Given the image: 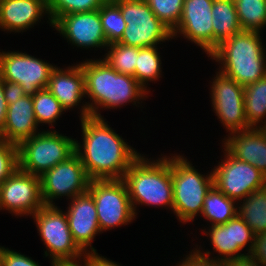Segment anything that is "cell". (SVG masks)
<instances>
[{
  "mask_svg": "<svg viewBox=\"0 0 266 266\" xmlns=\"http://www.w3.org/2000/svg\"><path fill=\"white\" fill-rule=\"evenodd\" d=\"M32 95H26L15 103L9 104L4 128L5 141L19 145L23 140L33 137L38 130Z\"/></svg>",
  "mask_w": 266,
  "mask_h": 266,
  "instance_id": "cell-22",
  "label": "cell"
},
{
  "mask_svg": "<svg viewBox=\"0 0 266 266\" xmlns=\"http://www.w3.org/2000/svg\"><path fill=\"white\" fill-rule=\"evenodd\" d=\"M50 261L75 259L85 254L74 242L65 211L57 205L43 206L32 215Z\"/></svg>",
  "mask_w": 266,
  "mask_h": 266,
  "instance_id": "cell-9",
  "label": "cell"
},
{
  "mask_svg": "<svg viewBox=\"0 0 266 266\" xmlns=\"http://www.w3.org/2000/svg\"><path fill=\"white\" fill-rule=\"evenodd\" d=\"M244 109L251 128L266 124V76L244 87Z\"/></svg>",
  "mask_w": 266,
  "mask_h": 266,
  "instance_id": "cell-26",
  "label": "cell"
},
{
  "mask_svg": "<svg viewBox=\"0 0 266 266\" xmlns=\"http://www.w3.org/2000/svg\"><path fill=\"white\" fill-rule=\"evenodd\" d=\"M141 154L129 167L122 180L125 182L130 201L137 216V205L168 207L173 210V184L171 157L156 160ZM151 159V160H150Z\"/></svg>",
  "mask_w": 266,
  "mask_h": 266,
  "instance_id": "cell-4",
  "label": "cell"
},
{
  "mask_svg": "<svg viewBox=\"0 0 266 266\" xmlns=\"http://www.w3.org/2000/svg\"><path fill=\"white\" fill-rule=\"evenodd\" d=\"M31 258L0 245V266H41Z\"/></svg>",
  "mask_w": 266,
  "mask_h": 266,
  "instance_id": "cell-36",
  "label": "cell"
},
{
  "mask_svg": "<svg viewBox=\"0 0 266 266\" xmlns=\"http://www.w3.org/2000/svg\"><path fill=\"white\" fill-rule=\"evenodd\" d=\"M18 167V145L7 141L0 144V183L11 176Z\"/></svg>",
  "mask_w": 266,
  "mask_h": 266,
  "instance_id": "cell-34",
  "label": "cell"
},
{
  "mask_svg": "<svg viewBox=\"0 0 266 266\" xmlns=\"http://www.w3.org/2000/svg\"><path fill=\"white\" fill-rule=\"evenodd\" d=\"M91 179L74 153L66 161L55 165L40 176L41 196L45 206H54L62 196L73 199L88 191Z\"/></svg>",
  "mask_w": 266,
  "mask_h": 266,
  "instance_id": "cell-10",
  "label": "cell"
},
{
  "mask_svg": "<svg viewBox=\"0 0 266 266\" xmlns=\"http://www.w3.org/2000/svg\"><path fill=\"white\" fill-rule=\"evenodd\" d=\"M47 15L48 24L52 27L47 9V0H0V29L2 31L25 32L34 27Z\"/></svg>",
  "mask_w": 266,
  "mask_h": 266,
  "instance_id": "cell-19",
  "label": "cell"
},
{
  "mask_svg": "<svg viewBox=\"0 0 266 266\" xmlns=\"http://www.w3.org/2000/svg\"><path fill=\"white\" fill-rule=\"evenodd\" d=\"M3 142H5V139L2 133V129H0V144H2Z\"/></svg>",
  "mask_w": 266,
  "mask_h": 266,
  "instance_id": "cell-43",
  "label": "cell"
},
{
  "mask_svg": "<svg viewBox=\"0 0 266 266\" xmlns=\"http://www.w3.org/2000/svg\"><path fill=\"white\" fill-rule=\"evenodd\" d=\"M105 120L94 116L80 119L83 144L75 140V153L91 180L122 179L141 155Z\"/></svg>",
  "mask_w": 266,
  "mask_h": 266,
  "instance_id": "cell-1",
  "label": "cell"
},
{
  "mask_svg": "<svg viewBox=\"0 0 266 266\" xmlns=\"http://www.w3.org/2000/svg\"><path fill=\"white\" fill-rule=\"evenodd\" d=\"M52 27L62 35L67 42L77 48L89 49L103 48L108 46L105 34L102 28V22L99 15V9L67 14L60 16Z\"/></svg>",
  "mask_w": 266,
  "mask_h": 266,
  "instance_id": "cell-17",
  "label": "cell"
},
{
  "mask_svg": "<svg viewBox=\"0 0 266 266\" xmlns=\"http://www.w3.org/2000/svg\"><path fill=\"white\" fill-rule=\"evenodd\" d=\"M260 34L256 31L234 34L208 57L221 64L218 71L245 87L266 76V48Z\"/></svg>",
  "mask_w": 266,
  "mask_h": 266,
  "instance_id": "cell-3",
  "label": "cell"
},
{
  "mask_svg": "<svg viewBox=\"0 0 266 266\" xmlns=\"http://www.w3.org/2000/svg\"><path fill=\"white\" fill-rule=\"evenodd\" d=\"M80 65L85 77L86 98H90V102L82 103L78 108L80 119L103 117L100 109H117L132 102L137 106L139 101L148 98L149 91L132 75L118 73L103 59H86Z\"/></svg>",
  "mask_w": 266,
  "mask_h": 266,
  "instance_id": "cell-2",
  "label": "cell"
},
{
  "mask_svg": "<svg viewBox=\"0 0 266 266\" xmlns=\"http://www.w3.org/2000/svg\"><path fill=\"white\" fill-rule=\"evenodd\" d=\"M75 140L56 130L40 131L18 145L19 168L40 177L75 153Z\"/></svg>",
  "mask_w": 266,
  "mask_h": 266,
  "instance_id": "cell-6",
  "label": "cell"
},
{
  "mask_svg": "<svg viewBox=\"0 0 266 266\" xmlns=\"http://www.w3.org/2000/svg\"><path fill=\"white\" fill-rule=\"evenodd\" d=\"M238 203L227 197L215 185L204 198L201 216L210 222L211 226L225 224L237 215Z\"/></svg>",
  "mask_w": 266,
  "mask_h": 266,
  "instance_id": "cell-24",
  "label": "cell"
},
{
  "mask_svg": "<svg viewBox=\"0 0 266 266\" xmlns=\"http://www.w3.org/2000/svg\"><path fill=\"white\" fill-rule=\"evenodd\" d=\"M223 149L224 159L212 169L214 185L221 192L238 203L266 185V176L256 167Z\"/></svg>",
  "mask_w": 266,
  "mask_h": 266,
  "instance_id": "cell-11",
  "label": "cell"
},
{
  "mask_svg": "<svg viewBox=\"0 0 266 266\" xmlns=\"http://www.w3.org/2000/svg\"><path fill=\"white\" fill-rule=\"evenodd\" d=\"M228 266H262L258 261L250 255L232 260L228 262Z\"/></svg>",
  "mask_w": 266,
  "mask_h": 266,
  "instance_id": "cell-42",
  "label": "cell"
},
{
  "mask_svg": "<svg viewBox=\"0 0 266 266\" xmlns=\"http://www.w3.org/2000/svg\"><path fill=\"white\" fill-rule=\"evenodd\" d=\"M113 1L120 7L126 22L118 43L142 48L157 46L173 39L172 30L157 18L145 0Z\"/></svg>",
  "mask_w": 266,
  "mask_h": 266,
  "instance_id": "cell-7",
  "label": "cell"
},
{
  "mask_svg": "<svg viewBox=\"0 0 266 266\" xmlns=\"http://www.w3.org/2000/svg\"><path fill=\"white\" fill-rule=\"evenodd\" d=\"M237 214L255 235L266 232V185L238 202Z\"/></svg>",
  "mask_w": 266,
  "mask_h": 266,
  "instance_id": "cell-25",
  "label": "cell"
},
{
  "mask_svg": "<svg viewBox=\"0 0 266 266\" xmlns=\"http://www.w3.org/2000/svg\"><path fill=\"white\" fill-rule=\"evenodd\" d=\"M253 259L266 266V232L255 235L251 253Z\"/></svg>",
  "mask_w": 266,
  "mask_h": 266,
  "instance_id": "cell-37",
  "label": "cell"
},
{
  "mask_svg": "<svg viewBox=\"0 0 266 266\" xmlns=\"http://www.w3.org/2000/svg\"><path fill=\"white\" fill-rule=\"evenodd\" d=\"M243 31L262 32L266 27V0H234Z\"/></svg>",
  "mask_w": 266,
  "mask_h": 266,
  "instance_id": "cell-28",
  "label": "cell"
},
{
  "mask_svg": "<svg viewBox=\"0 0 266 266\" xmlns=\"http://www.w3.org/2000/svg\"><path fill=\"white\" fill-rule=\"evenodd\" d=\"M261 130H262V132L265 134V136H266V124H264V126L261 124V126L259 127Z\"/></svg>",
  "mask_w": 266,
  "mask_h": 266,
  "instance_id": "cell-44",
  "label": "cell"
},
{
  "mask_svg": "<svg viewBox=\"0 0 266 266\" xmlns=\"http://www.w3.org/2000/svg\"><path fill=\"white\" fill-rule=\"evenodd\" d=\"M50 263L51 266H89L87 253L75 259L56 260V261H51Z\"/></svg>",
  "mask_w": 266,
  "mask_h": 266,
  "instance_id": "cell-40",
  "label": "cell"
},
{
  "mask_svg": "<svg viewBox=\"0 0 266 266\" xmlns=\"http://www.w3.org/2000/svg\"><path fill=\"white\" fill-rule=\"evenodd\" d=\"M158 49V46H148L139 48L138 52L135 79L149 92L148 83H155L162 76V61Z\"/></svg>",
  "mask_w": 266,
  "mask_h": 266,
  "instance_id": "cell-27",
  "label": "cell"
},
{
  "mask_svg": "<svg viewBox=\"0 0 266 266\" xmlns=\"http://www.w3.org/2000/svg\"><path fill=\"white\" fill-rule=\"evenodd\" d=\"M109 50V51H108ZM105 60L118 73L132 75L135 78V67L139 48L122 43H110L106 47Z\"/></svg>",
  "mask_w": 266,
  "mask_h": 266,
  "instance_id": "cell-29",
  "label": "cell"
},
{
  "mask_svg": "<svg viewBox=\"0 0 266 266\" xmlns=\"http://www.w3.org/2000/svg\"><path fill=\"white\" fill-rule=\"evenodd\" d=\"M222 140L235 158L250 163L266 176V136L260 128L234 132Z\"/></svg>",
  "mask_w": 266,
  "mask_h": 266,
  "instance_id": "cell-21",
  "label": "cell"
},
{
  "mask_svg": "<svg viewBox=\"0 0 266 266\" xmlns=\"http://www.w3.org/2000/svg\"><path fill=\"white\" fill-rule=\"evenodd\" d=\"M176 266H228V262L211 258L210 251H201V246H196Z\"/></svg>",
  "mask_w": 266,
  "mask_h": 266,
  "instance_id": "cell-35",
  "label": "cell"
},
{
  "mask_svg": "<svg viewBox=\"0 0 266 266\" xmlns=\"http://www.w3.org/2000/svg\"><path fill=\"white\" fill-rule=\"evenodd\" d=\"M47 89L65 111L78 107L83 97L86 98L85 77L80 63L63 69L56 65L51 72Z\"/></svg>",
  "mask_w": 266,
  "mask_h": 266,
  "instance_id": "cell-20",
  "label": "cell"
},
{
  "mask_svg": "<svg viewBox=\"0 0 266 266\" xmlns=\"http://www.w3.org/2000/svg\"><path fill=\"white\" fill-rule=\"evenodd\" d=\"M157 18L173 30L179 23L184 0H145Z\"/></svg>",
  "mask_w": 266,
  "mask_h": 266,
  "instance_id": "cell-33",
  "label": "cell"
},
{
  "mask_svg": "<svg viewBox=\"0 0 266 266\" xmlns=\"http://www.w3.org/2000/svg\"><path fill=\"white\" fill-rule=\"evenodd\" d=\"M89 266H121L119 263H116L110 259H107L104 256H100L97 252L87 253Z\"/></svg>",
  "mask_w": 266,
  "mask_h": 266,
  "instance_id": "cell-39",
  "label": "cell"
},
{
  "mask_svg": "<svg viewBox=\"0 0 266 266\" xmlns=\"http://www.w3.org/2000/svg\"><path fill=\"white\" fill-rule=\"evenodd\" d=\"M44 206L40 177L18 169L0 183V210L15 216H32Z\"/></svg>",
  "mask_w": 266,
  "mask_h": 266,
  "instance_id": "cell-14",
  "label": "cell"
},
{
  "mask_svg": "<svg viewBox=\"0 0 266 266\" xmlns=\"http://www.w3.org/2000/svg\"><path fill=\"white\" fill-rule=\"evenodd\" d=\"M7 108L8 105L6 103L4 90H3V79L0 77V129L2 130L4 128L6 121Z\"/></svg>",
  "mask_w": 266,
  "mask_h": 266,
  "instance_id": "cell-41",
  "label": "cell"
},
{
  "mask_svg": "<svg viewBox=\"0 0 266 266\" xmlns=\"http://www.w3.org/2000/svg\"><path fill=\"white\" fill-rule=\"evenodd\" d=\"M3 90L7 105L15 103L17 100L27 95L20 84L6 80H3Z\"/></svg>",
  "mask_w": 266,
  "mask_h": 266,
  "instance_id": "cell-38",
  "label": "cell"
},
{
  "mask_svg": "<svg viewBox=\"0 0 266 266\" xmlns=\"http://www.w3.org/2000/svg\"><path fill=\"white\" fill-rule=\"evenodd\" d=\"M56 65L19 51L0 52V77L18 83L27 95H34L47 88Z\"/></svg>",
  "mask_w": 266,
  "mask_h": 266,
  "instance_id": "cell-13",
  "label": "cell"
},
{
  "mask_svg": "<svg viewBox=\"0 0 266 266\" xmlns=\"http://www.w3.org/2000/svg\"><path fill=\"white\" fill-rule=\"evenodd\" d=\"M99 15L107 43L118 42L126 28L120 7L113 1H105L99 8Z\"/></svg>",
  "mask_w": 266,
  "mask_h": 266,
  "instance_id": "cell-31",
  "label": "cell"
},
{
  "mask_svg": "<svg viewBox=\"0 0 266 266\" xmlns=\"http://www.w3.org/2000/svg\"><path fill=\"white\" fill-rule=\"evenodd\" d=\"M171 154L173 213L182 224L200 216L204 198L214 185L213 172L201 174L185 156ZM200 214V215H199Z\"/></svg>",
  "mask_w": 266,
  "mask_h": 266,
  "instance_id": "cell-5",
  "label": "cell"
},
{
  "mask_svg": "<svg viewBox=\"0 0 266 266\" xmlns=\"http://www.w3.org/2000/svg\"><path fill=\"white\" fill-rule=\"evenodd\" d=\"M211 12L214 51L222 41L243 30L239 23L234 0H214Z\"/></svg>",
  "mask_w": 266,
  "mask_h": 266,
  "instance_id": "cell-23",
  "label": "cell"
},
{
  "mask_svg": "<svg viewBox=\"0 0 266 266\" xmlns=\"http://www.w3.org/2000/svg\"><path fill=\"white\" fill-rule=\"evenodd\" d=\"M210 86V97L217 119L225 127L228 135L248 130L244 109V86L217 71Z\"/></svg>",
  "mask_w": 266,
  "mask_h": 266,
  "instance_id": "cell-12",
  "label": "cell"
},
{
  "mask_svg": "<svg viewBox=\"0 0 266 266\" xmlns=\"http://www.w3.org/2000/svg\"><path fill=\"white\" fill-rule=\"evenodd\" d=\"M207 228L208 231L202 230L203 234L209 237L214 252L219 254L213 259L229 262L251 253L255 234L238 214L225 224ZM244 248L248 253H241Z\"/></svg>",
  "mask_w": 266,
  "mask_h": 266,
  "instance_id": "cell-15",
  "label": "cell"
},
{
  "mask_svg": "<svg viewBox=\"0 0 266 266\" xmlns=\"http://www.w3.org/2000/svg\"><path fill=\"white\" fill-rule=\"evenodd\" d=\"M213 3L214 0H184L181 19L172 30L173 39L181 35L209 56L213 52Z\"/></svg>",
  "mask_w": 266,
  "mask_h": 266,
  "instance_id": "cell-16",
  "label": "cell"
},
{
  "mask_svg": "<svg viewBox=\"0 0 266 266\" xmlns=\"http://www.w3.org/2000/svg\"><path fill=\"white\" fill-rule=\"evenodd\" d=\"M33 107L38 125L48 124L51 129L56 120L64 114L60 102L47 89H41L32 95ZM54 123V124H53Z\"/></svg>",
  "mask_w": 266,
  "mask_h": 266,
  "instance_id": "cell-30",
  "label": "cell"
},
{
  "mask_svg": "<svg viewBox=\"0 0 266 266\" xmlns=\"http://www.w3.org/2000/svg\"><path fill=\"white\" fill-rule=\"evenodd\" d=\"M105 0H47L49 18L53 24L60 16L98 10Z\"/></svg>",
  "mask_w": 266,
  "mask_h": 266,
  "instance_id": "cell-32",
  "label": "cell"
},
{
  "mask_svg": "<svg viewBox=\"0 0 266 266\" xmlns=\"http://www.w3.org/2000/svg\"><path fill=\"white\" fill-rule=\"evenodd\" d=\"M92 194L101 232L129 225L136 219L128 190L122 179L91 180Z\"/></svg>",
  "mask_w": 266,
  "mask_h": 266,
  "instance_id": "cell-8",
  "label": "cell"
},
{
  "mask_svg": "<svg viewBox=\"0 0 266 266\" xmlns=\"http://www.w3.org/2000/svg\"><path fill=\"white\" fill-rule=\"evenodd\" d=\"M65 211L74 242L84 252H97L92 241L101 233L96 205L89 191L75 196Z\"/></svg>",
  "mask_w": 266,
  "mask_h": 266,
  "instance_id": "cell-18",
  "label": "cell"
}]
</instances>
